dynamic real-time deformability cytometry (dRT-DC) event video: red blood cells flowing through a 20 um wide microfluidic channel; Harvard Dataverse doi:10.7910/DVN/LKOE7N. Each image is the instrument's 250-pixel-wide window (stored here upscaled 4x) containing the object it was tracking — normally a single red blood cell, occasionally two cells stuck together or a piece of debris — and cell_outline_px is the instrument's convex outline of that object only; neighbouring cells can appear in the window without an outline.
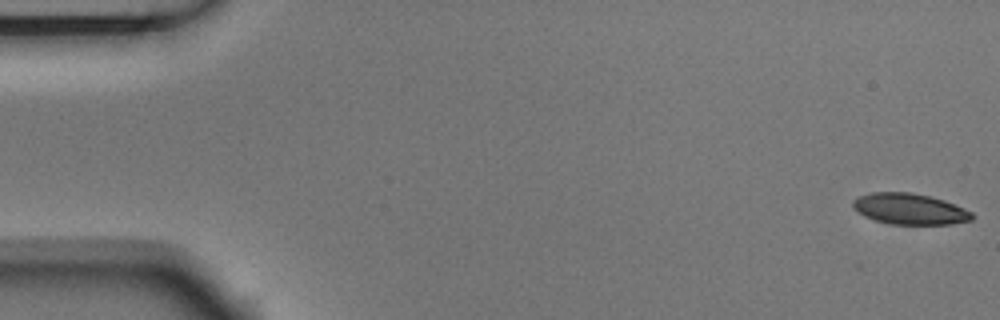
{"species": "Egyptian fruit bat (a non-hibernating species)", "species_latin": "Rousettus aegyptiacus", "temperature_condition": "room temperature", "stored_images_in_passage": 4, "camera_frame_rate_fps": 3000, "um_per_image_px": 0.085, "animal": {"sex": "male"}, "frame": {"image": 1, "passage_image": 1, "time_ms": 0.0, "image_size_px": [1000, 320], "cell_outline_px": [[976, 216], [972, 220], [952, 224], [892, 224], [876, 220], [864, 216], [856, 212], [852, 208], [852, 200], [860, 196], [872, 192], [912, 192], [944, 200], [964, 208], [972, 212]], "centroid_in_image_um": [77.32, 17.76], "position_along_channel_um": 7.7, "area_um2": 21.62}}